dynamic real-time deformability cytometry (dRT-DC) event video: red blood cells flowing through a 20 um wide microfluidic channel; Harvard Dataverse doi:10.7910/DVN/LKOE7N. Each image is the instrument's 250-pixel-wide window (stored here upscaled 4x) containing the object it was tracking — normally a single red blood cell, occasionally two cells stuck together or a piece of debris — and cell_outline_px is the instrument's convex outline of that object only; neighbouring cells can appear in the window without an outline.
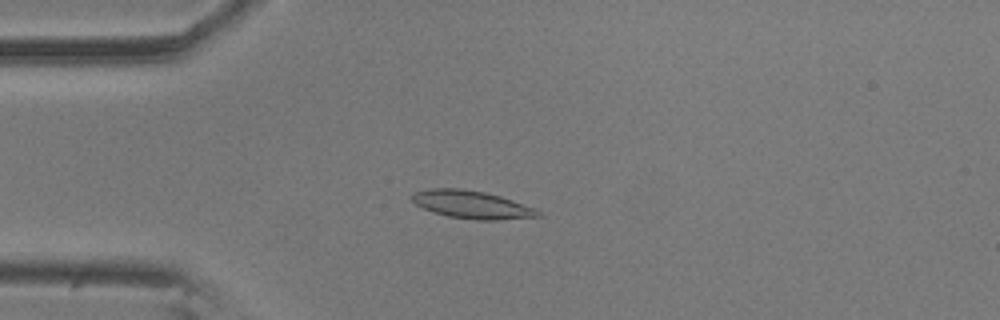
{"species": "common noctule bat (a hibernating species)", "species_latin": "Nyctalus noctula", "temperature_condition": "room temperature", "stored_images_in_passage": 57, "camera_frame_rate_fps": 3000, "um_per_image_px": 0.085, "animal": {"sex": "male", "body_mass_g": 20.5, "forearm_length_mm": 52.5}, "frame": {"image": 1, "passage_image": 14, "time_ms": 4.333, "image_size_px": [1000, 320], "cell_outline_px": [[540, 216], [496, 220], [476, 220], [448, 216], [432, 212], [416, 204], [412, 200], [412, 192], [432, 188], [460, 188], [484, 192], [500, 196], [536, 208], [540, 212]], "centroid_in_image_um": [40.09, 17.39], "position_along_channel_um": 44.9, "area_um2": 20.35}}
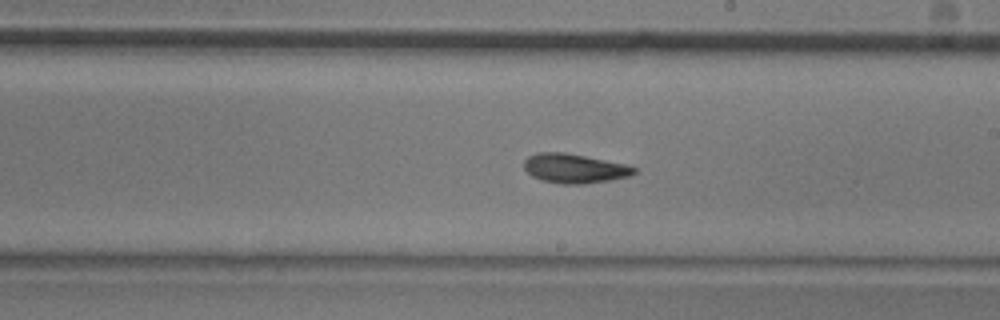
{"frame": {"image": 2, "passage_image": 32, "time_ms": 10.333, "image_size_px": [1000, 320], "cell_outline_px": [[636, 172], [628, 176], [612, 180], [584, 184], [560, 184], [540, 180], [532, 176], [524, 168], [524, 160], [528, 156], [536, 152], [564, 152], [624, 164], [636, 168]], "centroid_in_image_um": [48.78, 14.32], "position_along_channel_um": 240.2, "area_um2": 18.79}}
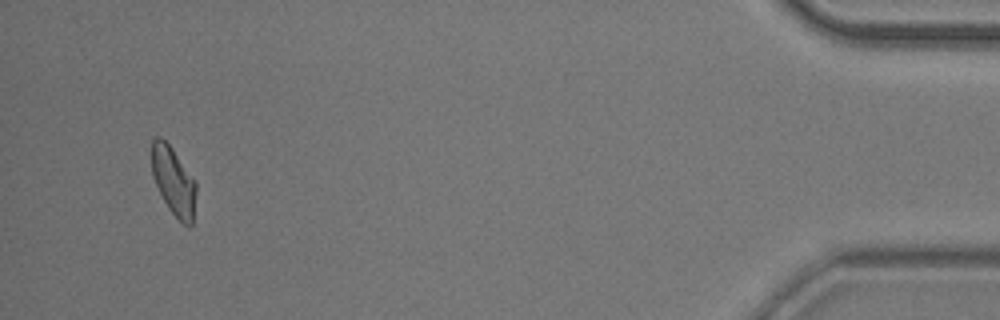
{"frame": {"image": 3, "passage_image": 54, "time_ms": 17.667, "image_size_px": [1000, 320], "cell_outline_px": [[196, 192], [192, 224], [188, 228], [168, 208], [152, 176], [152, 140], [156, 136], [160, 136], [172, 148], [196, 180]], "centroid_in_image_um": [14.76, 15.38], "position_along_channel_um": 420.4, "area_um2": 17.57}, "authors_computed_cell_mechanics": {"area_um2": 18.5538, "velocity_mm_per_s": 3.5226, "shape_relaxation_time_tau1_ms": 7.6098, "shape_relaxation_time_tau2_ms": 2.8553, "deformation_change_tau1": 0.1679, "deformation_change_tau2": 0.0896}}